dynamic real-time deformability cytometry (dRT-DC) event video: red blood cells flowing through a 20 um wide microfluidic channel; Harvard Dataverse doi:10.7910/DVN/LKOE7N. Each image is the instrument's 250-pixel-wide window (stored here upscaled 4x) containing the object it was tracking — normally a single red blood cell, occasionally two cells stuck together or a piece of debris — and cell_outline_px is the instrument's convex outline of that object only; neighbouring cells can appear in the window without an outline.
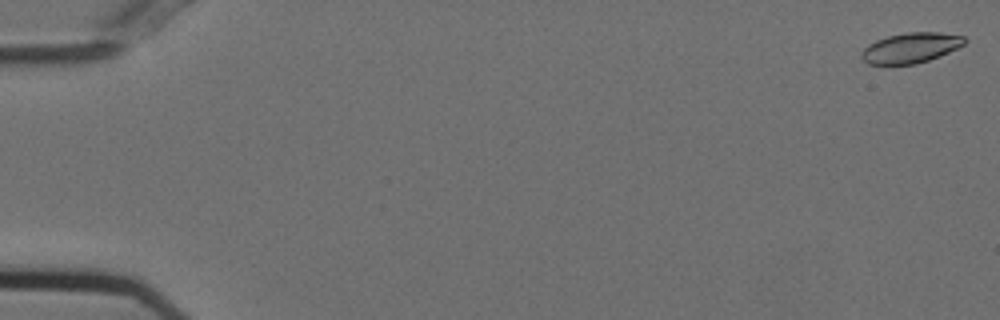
{"species": "Egyptian fruit bat (a non-hibernating species)", "species_latin": "Rousettus aegyptiacus", "temperature_condition": "cold", "stored_images_in_passage": 55, "camera_frame_rate_fps": 3000, "um_per_image_px": 0.085, "animal": {"sex": "female"}, "frame": {"image": 1, "passage_image": 1, "time_ms": 0.0, "image_size_px": [1000, 320], "cell_outline_px": [[968, 40], [964, 44], [940, 56], [916, 64], [868, 64], [860, 56], [860, 52], [868, 44], [876, 40], [888, 36], [908, 32], [940, 32], [964, 36]], "centroid_in_image_um": [77.41, 4.06], "position_along_channel_um": 7.6, "area_um2": 18.15}}
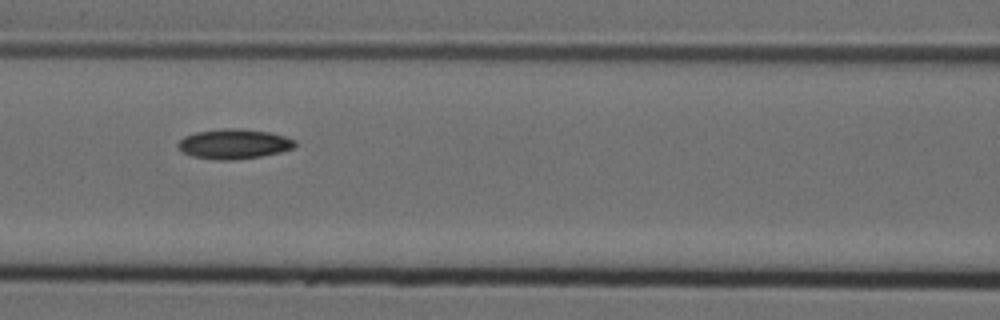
{"frame": {"image": 2, "passage_image": 25, "time_ms": 8.0, "image_size_px": [1000, 320], "cell_outline_px": [[296, 144], [292, 148], [280, 152], [260, 156], [236, 160], [224, 160], [192, 156], [184, 152], [176, 144], [184, 136], [196, 132], [224, 128], [240, 128], [268, 132], [284, 136], [296, 140]], "centroid_in_image_um": [19.89, 12.22], "position_along_channel_um": 146.7, "area_um2": 20.17}}
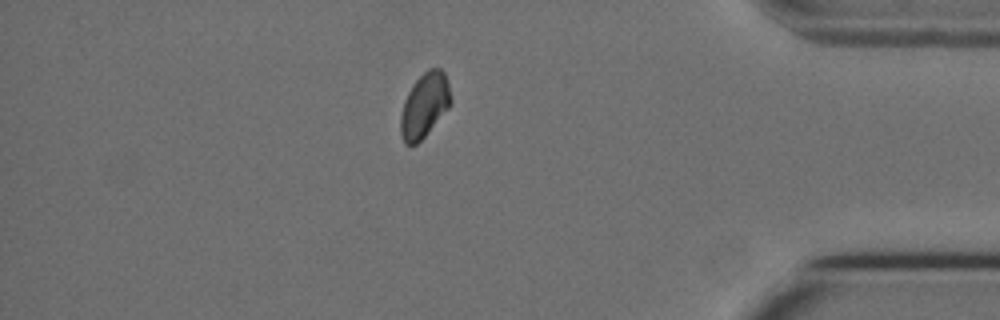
{"frame": {"image": 3, "passage_image": 48, "time_ms": 15.667, "image_size_px": [1000, 320], "cell_outline_px": [[452, 100], [448, 108], [424, 136], [416, 144], [404, 144], [400, 132], [400, 116], [404, 100], [412, 84], [428, 68], [440, 68], [444, 72], [448, 80]], "centroid_in_image_um": [36.07, 8.92], "position_along_channel_um": 399.1, "area_um2": 18.79}, "authors_computed_cell_mechanics": {"area_um2": 19.2474, "velocity_mm_per_s": 3.7092, "shape_relaxation_time_tau1_ms": 6.9053, "shape_relaxation_time_tau2_ms": null, "deformation_change_tau1": 0.1158, "deformation_change_tau2": null}}